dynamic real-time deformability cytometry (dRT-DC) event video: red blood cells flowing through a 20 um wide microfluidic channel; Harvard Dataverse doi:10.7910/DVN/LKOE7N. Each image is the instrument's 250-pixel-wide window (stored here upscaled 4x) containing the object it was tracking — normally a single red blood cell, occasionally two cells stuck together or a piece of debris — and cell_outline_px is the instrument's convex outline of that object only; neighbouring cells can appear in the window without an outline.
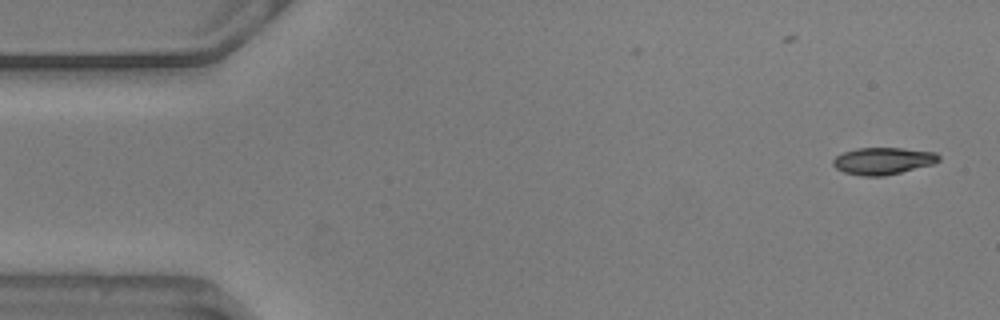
{"species": "common noctule bat (a hibernating species)", "species_latin": "Nyctalus noctula", "temperature_condition": "warm", "stored_images_in_passage": 54, "camera_frame_rate_fps": 3000, "um_per_image_px": 0.085, "animal": {"sex": "male", "body_mass_g": 20.5, "forearm_length_mm": 52.5}, "frame": {"image": 1, "passage_image": 1, "time_ms": 0.0, "image_size_px": [1000, 320], "cell_outline_px": [[940, 160], [932, 164], [884, 176], [864, 176], [844, 172], [836, 168], [832, 164], [832, 160], [836, 156], [844, 152], [856, 148], [904, 148], [936, 152], [940, 156]], "centroid_in_image_um": [75.05, 13.67], "position_along_channel_um": 10.0, "area_um2": 16.59}}
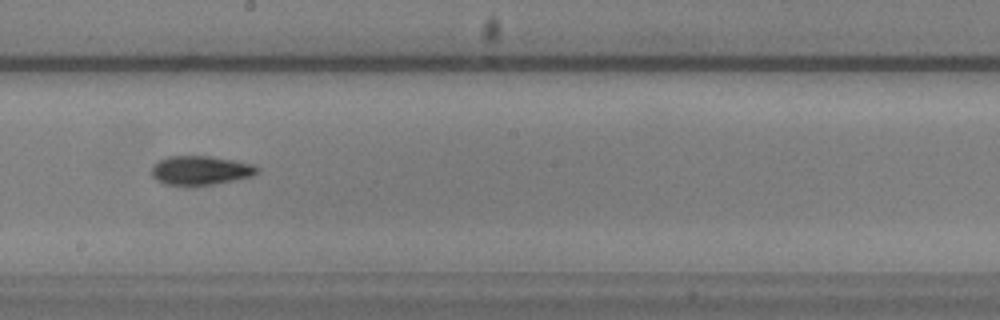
{"frame": {"image": 2, "passage_image": 29, "time_ms": 9.333, "image_size_px": [1000, 320], "cell_outline_px": [[260, 172], [252, 176], [236, 180], [212, 184], [164, 184], [156, 180], [152, 176], [152, 168], [160, 160], [168, 156], [208, 156], [232, 160], [252, 164], [260, 168]], "centroid_in_image_um": [17.08, 14.47], "position_along_channel_um": 231.1, "area_um2": 17.57}}
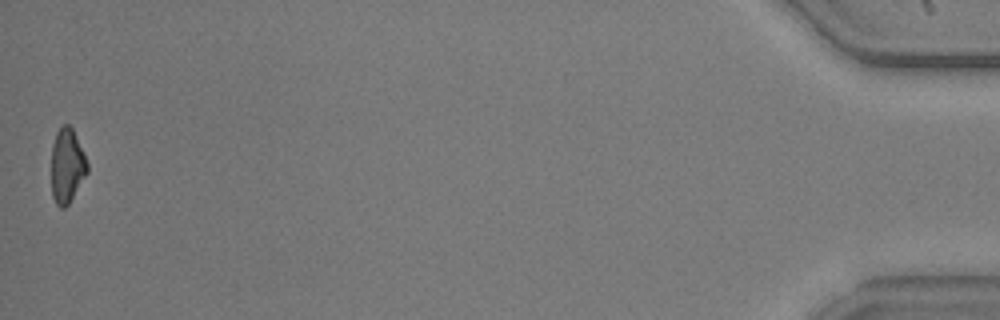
{"frame": {"image": 3, "passage_image": 54, "time_ms": 17.667, "image_size_px": [1000, 320], "cell_outline_px": [[88, 172], [68, 204], [64, 208], [60, 208], [56, 204], [52, 196], [52, 144], [56, 132], [64, 124], [68, 124], [72, 128], [88, 164]], "centroid_in_image_um": [5.68, 14.1], "position_along_channel_um": 429.5, "area_um2": 15.37}, "authors_computed_cell_mechanics": {"area_um2": 16.9643, "velocity_mm_per_s": 3.6068, "shape_relaxation_time_tau1_ms": 4.0997, "shape_relaxation_time_tau2_ms": 4.0177, "deformation_change_tau1": 0.1329, "deformation_change_tau2": 0.1145}}